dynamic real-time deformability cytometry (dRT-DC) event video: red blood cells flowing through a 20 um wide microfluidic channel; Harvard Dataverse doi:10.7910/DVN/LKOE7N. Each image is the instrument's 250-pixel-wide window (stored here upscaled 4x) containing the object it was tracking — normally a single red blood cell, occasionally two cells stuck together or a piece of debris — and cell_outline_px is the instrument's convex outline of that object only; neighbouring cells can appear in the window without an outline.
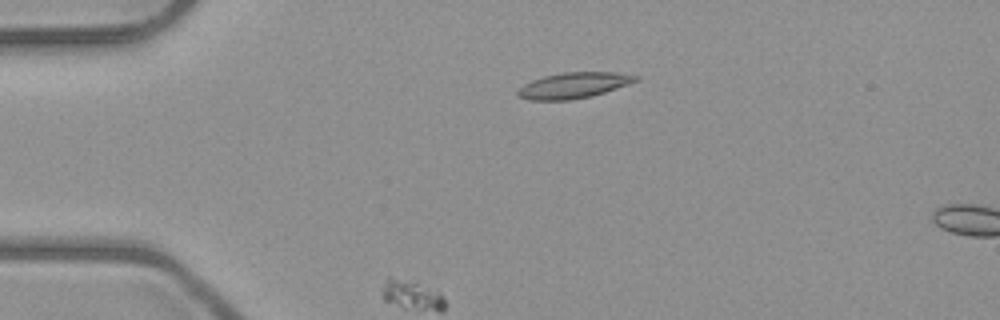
{"species": "common noctule bat (a hibernating species)", "species_latin": "Nyctalus noctula", "temperature_condition": "room temperature", "stored_images_in_passage": 3, "camera_frame_rate_fps": 3000, "um_per_image_px": 0.085, "animal": {"sex": "male", "body_mass_g": 23.1, "forearm_length_mm": 52.7}, "frame": {"image": 1, "passage_image": 2, "time_ms": 1.0, "image_size_px": [1000, 320], "cell_outline_px": [[640, 80], [592, 96], [568, 100], [532, 100], [516, 96], [516, 92], [524, 84], [532, 80], [544, 76], [564, 72], [616, 72], [640, 76]], "centroid_in_image_um": [48.76, 7.25], "position_along_channel_um": 36.2, "area_um2": 17.69}}